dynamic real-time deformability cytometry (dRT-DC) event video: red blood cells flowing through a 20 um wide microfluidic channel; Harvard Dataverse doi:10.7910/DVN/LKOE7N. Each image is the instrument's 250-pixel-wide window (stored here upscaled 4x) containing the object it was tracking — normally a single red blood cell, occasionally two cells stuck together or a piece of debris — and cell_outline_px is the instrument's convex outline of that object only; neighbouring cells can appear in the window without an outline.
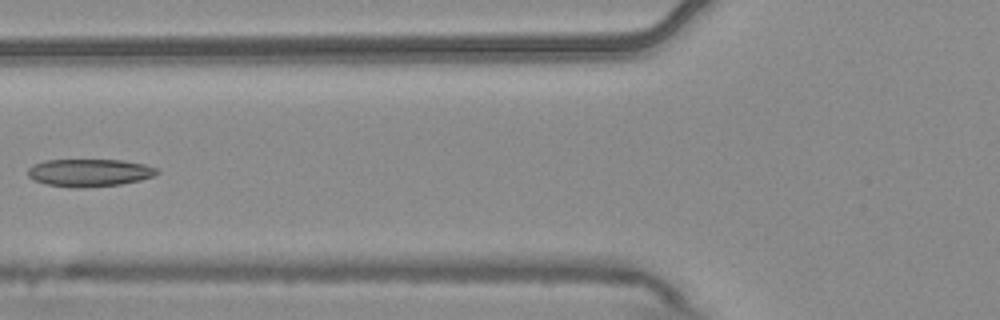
{"species": "common noctule bat (a hibernating species)", "species_latin": "Nyctalus noctula", "temperature_condition": "warm", "stored_images_in_passage": 7, "camera_frame_rate_fps": 3000, "um_per_image_px": 0.085, "animal": {"sex": "male", "body_mass_g": 20.4}, "frame": {"image": 1, "passage_image": 6, "time_ms": 1.667, "image_size_px": [1000, 320], "cell_outline_px": [[160, 172], [152, 176], [140, 180], [120, 184], [80, 188], [44, 184], [32, 180], [28, 176], [28, 168], [32, 164], [44, 160], [120, 160], [144, 164], [156, 168]], "centroid_in_image_um": [7.54, 14.67], "position_along_channel_um": 118.3, "area_um2": 20.75}}
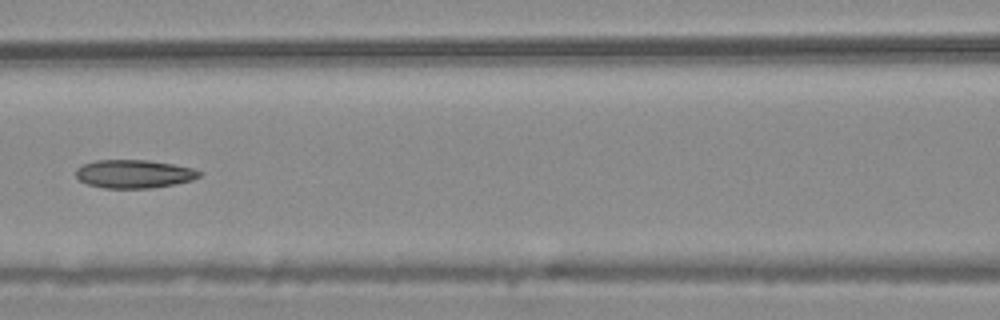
{"frame": {"image": 2, "passage_image": 7, "time_ms": 2.0, "image_size_px": [1000, 320], "cell_outline_px": [[204, 172], [200, 176], [192, 180], [152, 188], [104, 188], [88, 184], [80, 180], [76, 176], [76, 168], [80, 164], [96, 160], [148, 160], [172, 164], [192, 168]], "centroid_in_image_um": [11.37, 14.77], "position_along_channel_um": 155.2, "area_um2": 20.4}}